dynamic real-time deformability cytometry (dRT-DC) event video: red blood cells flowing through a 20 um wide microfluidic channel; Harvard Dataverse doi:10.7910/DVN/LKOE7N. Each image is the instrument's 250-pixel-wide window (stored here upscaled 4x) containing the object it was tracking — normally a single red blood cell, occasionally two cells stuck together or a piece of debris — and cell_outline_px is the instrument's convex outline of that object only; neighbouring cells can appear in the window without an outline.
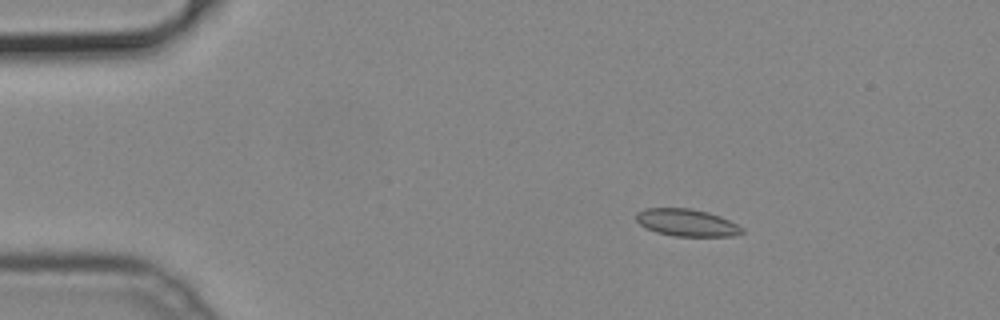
{"species": "common noctule bat (a hibernating species)", "species_latin": "Nyctalus noctula", "temperature_condition": "cold", "stored_images_in_passage": 49, "camera_frame_rate_fps": 3000, "um_per_image_px": 0.085, "animal": {"sex": "male", "body_mass_g": 19.2, "forearm_length_mm": 51.8}, "frame": {"image": 1, "passage_image": 6, "time_ms": 1.667, "image_size_px": [1000, 320], "cell_outline_px": [[744, 232], [732, 236], [676, 236], [656, 232], [640, 224], [636, 220], [636, 212], [644, 208], [692, 208], [708, 212], [720, 216], [744, 228]], "centroid_in_image_um": [58.37, 18.91], "position_along_channel_um": 26.6, "area_um2": 16.76}}
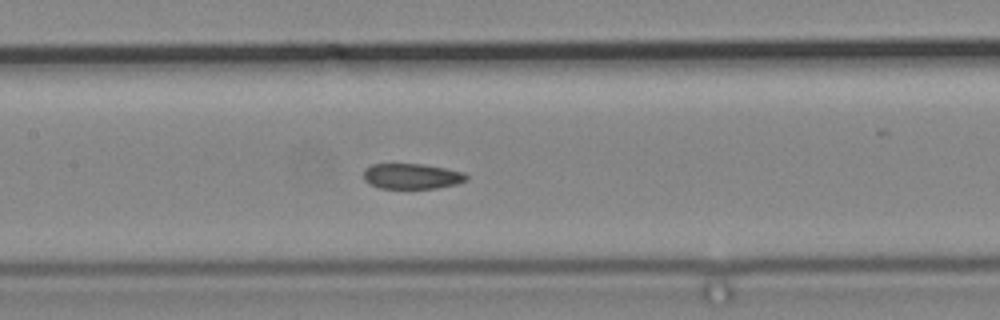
{"frame": {"image": 2, "passage_image": 22, "time_ms": 7.0, "image_size_px": [1000, 320], "cell_outline_px": [[468, 180], [456, 184], [436, 188], [380, 188], [364, 180], [364, 168], [372, 164], [424, 164], [464, 172], [468, 176]], "centroid_in_image_um": [35.02, 14.97], "position_along_channel_um": 172.4, "area_um2": 15.2}}
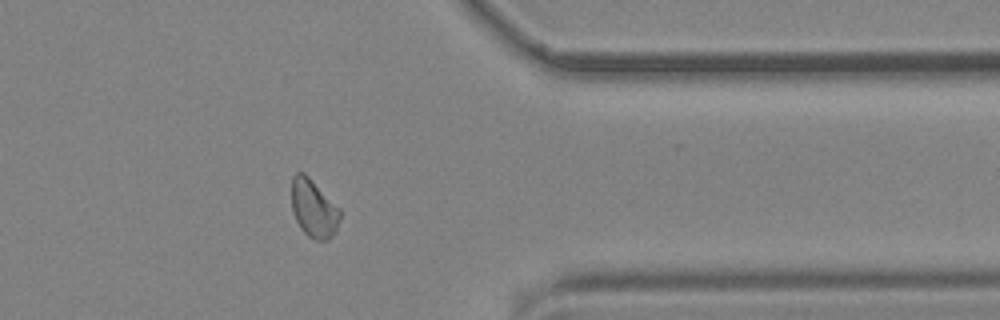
{"frame": {"image": 3, "passage_image": 39, "time_ms": 12.667, "image_size_px": [1000, 320], "cell_outline_px": [[340, 216], [336, 228], [332, 236], [328, 240], [316, 240], [308, 236], [300, 228], [292, 212], [292, 176], [296, 172], [304, 172], [340, 208]], "centroid_in_image_um": [26.64, 17.71], "position_along_channel_um": 384.8, "area_um2": 16.3}}